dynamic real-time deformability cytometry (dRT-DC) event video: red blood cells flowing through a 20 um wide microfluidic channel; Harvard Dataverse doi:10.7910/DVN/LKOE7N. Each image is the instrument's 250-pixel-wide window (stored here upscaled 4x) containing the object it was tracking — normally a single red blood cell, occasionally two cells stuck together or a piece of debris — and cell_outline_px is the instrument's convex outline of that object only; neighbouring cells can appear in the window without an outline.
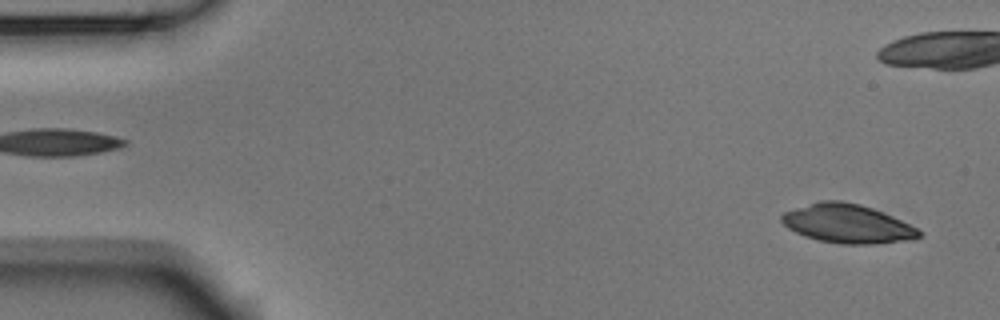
{"species": "Egyptian fruit bat (a non-hibernating species)", "species_latin": "Rousettus aegyptiacus", "temperature_condition": "room temperature", "stored_images_in_passage": 53, "camera_frame_rate_fps": 3000, "um_per_image_px": 0.085, "animal": {"sex": "male"}, "frame": {"image": 1, "passage_image": 2, "time_ms": 0.333, "image_size_px": [1000, 320], "cell_outline_px": [[924, 236], [908, 240], [872, 244], [840, 244], [820, 240], [804, 236], [788, 228], [780, 220], [780, 216], [784, 212], [820, 200], [840, 200], [860, 204], [872, 208], [892, 216], [924, 232]], "centroid_in_image_um": [72.03, 19.01], "position_along_channel_um": 13.0, "area_um2": 30.98}}
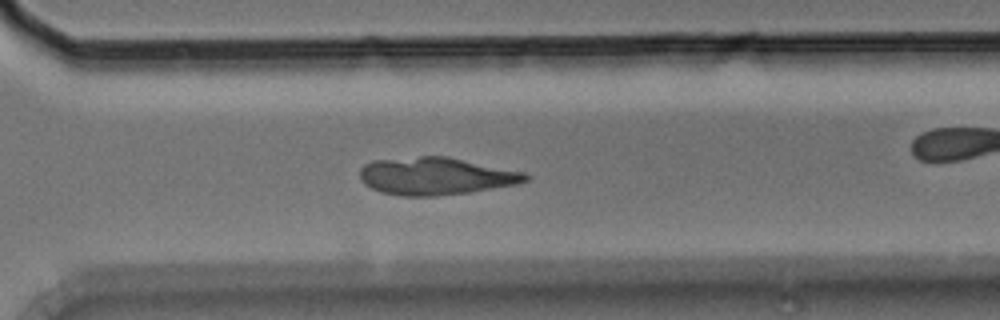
{"frame": {"image": 2, "passage_image": 37, "time_ms": 12.0, "image_size_px": [1000, 320], "cell_outline_px": [[532, 176], [528, 180], [520, 184], [468, 192], [436, 196], [400, 196], [380, 192], [364, 184], [360, 180], [360, 168], [364, 164], [372, 160], [420, 156], [448, 156], [524, 172]], "centroid_in_image_um": [37.04, 14.96], "position_along_channel_um": 333.6, "area_um2": 36.53}}
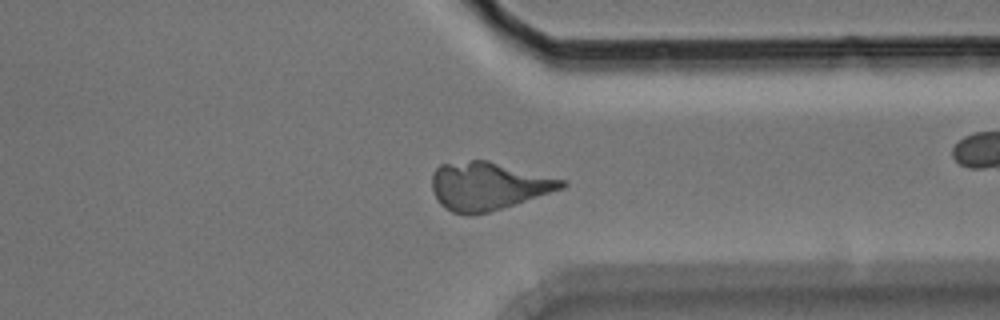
{"frame": {"image": 3, "passage_image": 40, "time_ms": 13.0, "image_size_px": [1000, 320], "cell_outline_px": [[568, 184], [564, 188], [488, 212], [452, 212], [444, 208], [440, 204], [432, 188], [432, 172], [440, 164], [472, 160], [488, 160], [564, 180]], "centroid_in_image_um": [41.47, 15.78], "position_along_channel_um": 369.9, "area_um2": 35.49}}